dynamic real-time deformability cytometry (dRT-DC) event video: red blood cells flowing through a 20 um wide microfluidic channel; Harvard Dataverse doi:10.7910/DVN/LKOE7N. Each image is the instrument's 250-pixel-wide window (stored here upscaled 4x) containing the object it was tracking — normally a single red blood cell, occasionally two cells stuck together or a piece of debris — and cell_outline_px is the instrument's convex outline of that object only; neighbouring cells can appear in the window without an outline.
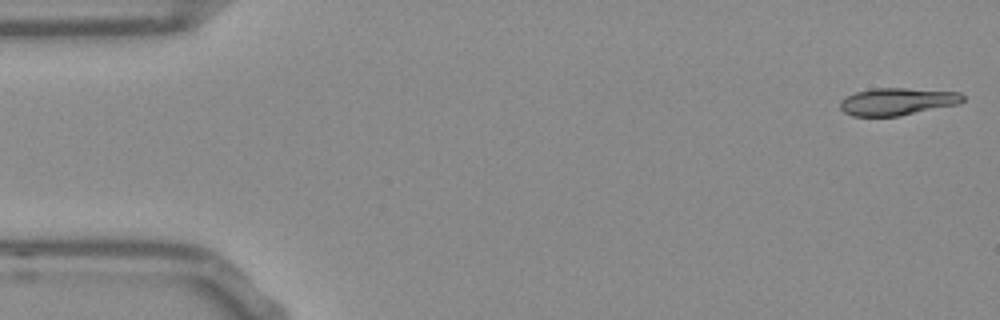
{"species": "Egyptian fruit bat (a non-hibernating species)", "species_latin": "Rousettus aegyptiacus", "temperature_condition": "room temperature", "stored_images_in_passage": 52, "camera_frame_rate_fps": 3000, "um_per_image_px": 0.085, "frame": {"image": 1, "passage_image": 1, "time_ms": 0.0, "image_size_px": [1000, 320], "cell_outline_px": [[964, 100], [960, 104], [900, 116], [852, 116], [844, 112], [840, 108], [840, 100], [856, 92], [872, 88], [904, 88], [960, 92], [964, 96]], "centroid_in_image_um": [76.29, 8.63], "position_along_channel_um": 8.7, "area_um2": 19.65}}
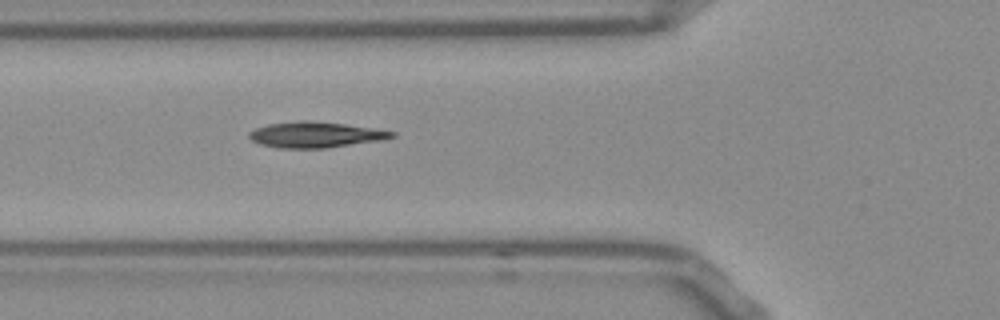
{"frame": {"image": 2, "passage_image": 18, "time_ms": 5.667, "image_size_px": [1000, 320], "cell_outline_px": [[396, 136], [380, 140], [324, 148], [280, 148], [260, 144], [252, 140], [248, 136], [248, 132], [256, 128], [268, 124], [300, 120], [308, 120], [344, 124], [376, 128], [396, 132]], "centroid_in_image_um": [26.8, 11.44], "position_along_channel_um": 99.0, "area_um2": 21.33}}
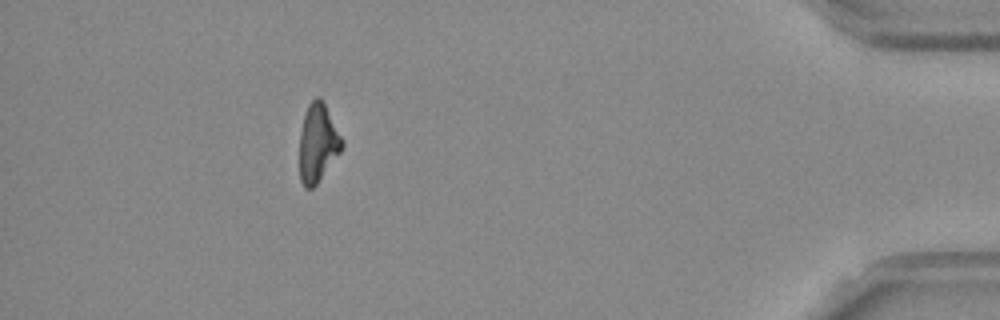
{"frame": {"image": 3, "passage_image": 47, "time_ms": 15.333, "image_size_px": [1000, 320], "cell_outline_px": [[344, 148], [316, 184], [312, 188], [304, 188], [300, 180], [300, 132], [304, 116], [308, 104], [316, 96], [320, 96], [344, 140]], "centroid_in_image_um": [27.03, 12.15], "position_along_channel_um": 408.2, "area_um2": 19.36}, "authors_computed_cell_mechanics": {"area_um2": 20.2589, "velocity_mm_per_s": 3.8147, "shape_relaxation_time_tau1_ms": null, "shape_relaxation_time_tau2_ms": 4.3564, "deformation_change_tau1": null, "deformation_change_tau2": 0.1272}}